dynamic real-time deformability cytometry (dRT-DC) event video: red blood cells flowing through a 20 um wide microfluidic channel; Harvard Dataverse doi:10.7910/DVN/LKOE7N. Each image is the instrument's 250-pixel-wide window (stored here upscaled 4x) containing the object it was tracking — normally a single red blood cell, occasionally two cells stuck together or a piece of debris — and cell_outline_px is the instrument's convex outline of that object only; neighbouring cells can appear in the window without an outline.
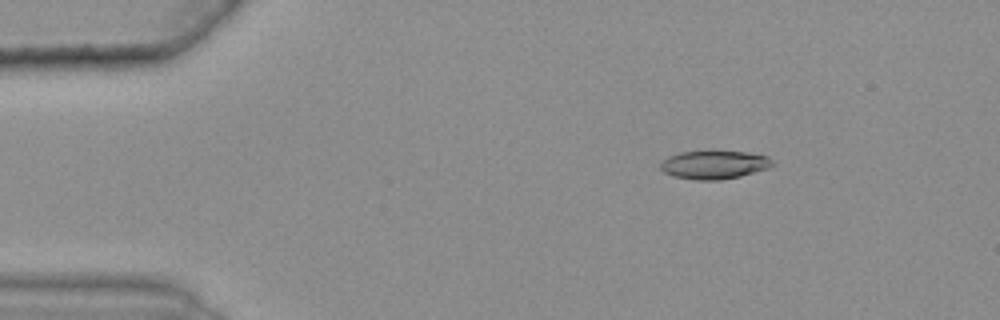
{"species": "common noctule bat (a hibernating species)", "species_latin": "Nyctalus noctula", "temperature_condition": "warm", "stored_images_in_passage": 44, "camera_frame_rate_fps": 3000, "um_per_image_px": 0.085, "animal": {"sex": "female", "body_mass_g": 25.1}, "frame": {"image": 1, "passage_image": 4, "time_ms": 1.0, "image_size_px": [1000, 320], "cell_outline_px": [[776, 164], [768, 168], [740, 176], [720, 180], [696, 180], [676, 176], [664, 172], [660, 168], [660, 164], [668, 156], [680, 152], [712, 148], [748, 152], [768, 156]], "centroid_in_image_um": [60.73, 13.95], "position_along_channel_um": 24.3, "area_um2": 19.25}}
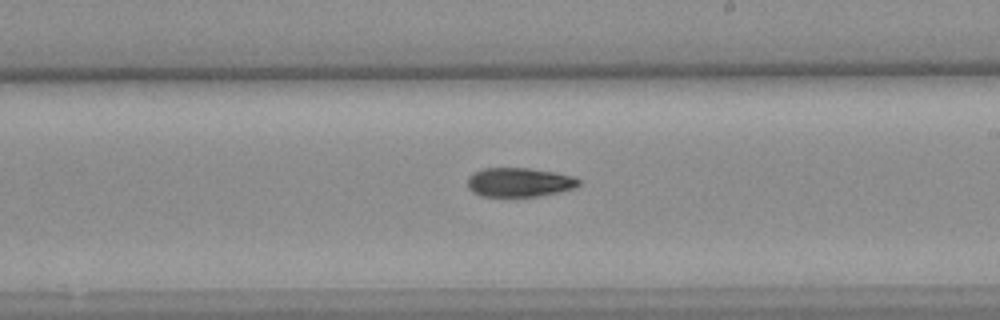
{"frame": {"image": 2, "passage_image": 28, "time_ms": 9.0, "image_size_px": [1000, 320], "cell_outline_px": [[580, 184], [572, 188], [540, 196], [480, 196], [472, 192], [468, 188], [468, 176], [484, 168], [528, 168], [556, 172], [572, 176], [580, 180]], "centroid_in_image_um": [44.11, 15.49], "position_along_channel_um": 244.9, "area_um2": 18.73}}
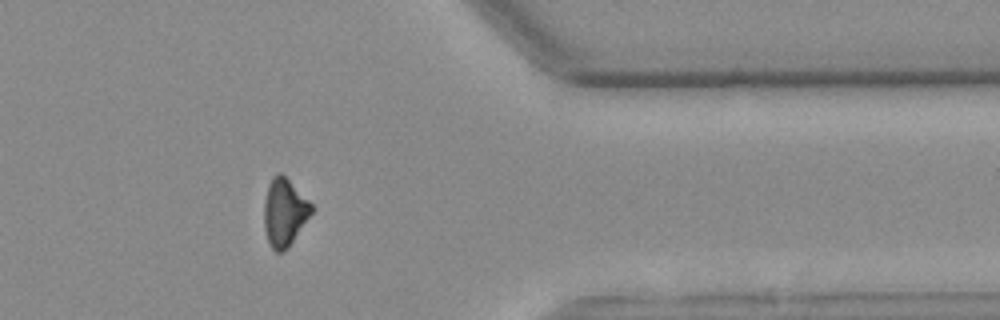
{"frame": {"image": 3, "passage_image": 41, "time_ms": 13.333, "image_size_px": [1000, 320], "cell_outline_px": [[312, 212], [292, 240], [280, 252], [276, 252], [268, 244], [264, 228], [264, 200], [268, 184], [272, 176], [276, 172], [280, 172], [312, 204]], "centroid_in_image_um": [24.12, 18.01], "position_along_channel_um": 387.3, "area_um2": 18.21}, "authors_computed_cell_mechanics": {"area_um2": 19.1607, "velocity_mm_per_s": 3.6625, "shape_relaxation_time_tau1_ms": null, "shape_relaxation_time_tau2_ms": 9.6461, "deformation_change_tau1": null, "deformation_change_tau2": 0.1867}}